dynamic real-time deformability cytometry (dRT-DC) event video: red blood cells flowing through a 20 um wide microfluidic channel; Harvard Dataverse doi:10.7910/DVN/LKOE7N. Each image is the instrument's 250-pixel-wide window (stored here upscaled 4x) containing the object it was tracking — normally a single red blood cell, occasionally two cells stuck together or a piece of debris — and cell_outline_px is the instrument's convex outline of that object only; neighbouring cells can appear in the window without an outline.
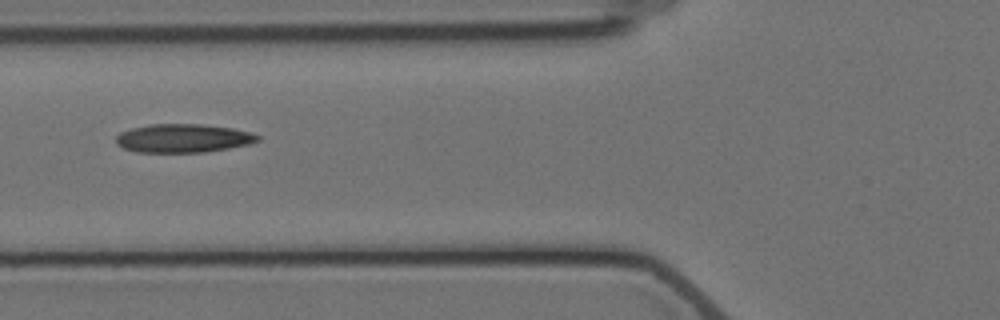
{"species": "Egyptian fruit bat (a non-hibernating species)", "species_latin": "Rousettus aegyptiacus", "temperature_condition": "cold", "stored_images_in_passage": 7, "camera_frame_rate_fps": 3000, "um_per_image_px": 0.085, "animal": {"sex": "female"}, "frame": {"image": 1, "passage_image": 6, "time_ms": 6.0, "image_size_px": [1000, 320], "cell_outline_px": [[260, 140], [248, 144], [228, 148], [204, 152], [136, 152], [124, 148], [116, 144], [116, 136], [120, 132], [132, 128], [152, 124], [200, 124], [232, 128], [248, 132], [260, 136]], "centroid_in_image_um": [15.54, 11.75], "position_along_channel_um": 110.3, "area_um2": 23.41}}
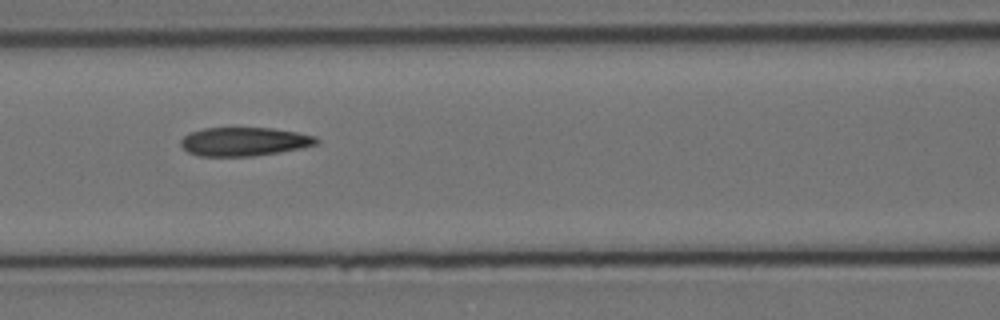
{"frame": {"image": 2, "passage_image": 7, "time_ms": 7.0, "image_size_px": [1000, 320], "cell_outline_px": [[320, 140], [316, 144], [300, 148], [280, 152], [252, 156], [200, 156], [188, 152], [180, 144], [180, 140], [188, 132], [204, 128], [272, 128], [296, 132], [316, 136]], "centroid_in_image_um": [20.74, 12.03], "position_along_channel_um": 145.9, "area_um2": 22.66}}